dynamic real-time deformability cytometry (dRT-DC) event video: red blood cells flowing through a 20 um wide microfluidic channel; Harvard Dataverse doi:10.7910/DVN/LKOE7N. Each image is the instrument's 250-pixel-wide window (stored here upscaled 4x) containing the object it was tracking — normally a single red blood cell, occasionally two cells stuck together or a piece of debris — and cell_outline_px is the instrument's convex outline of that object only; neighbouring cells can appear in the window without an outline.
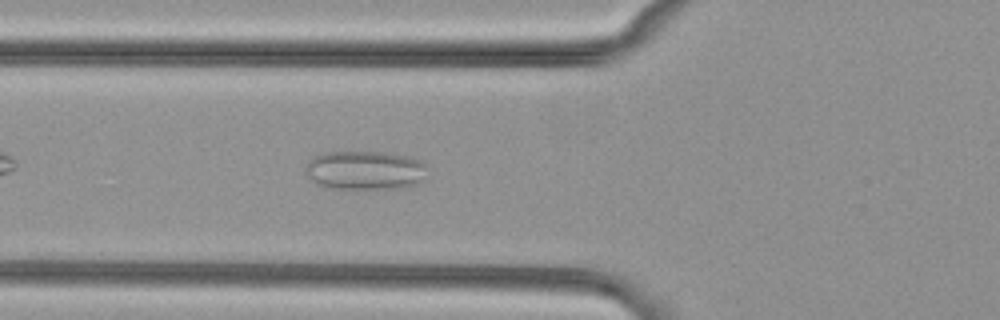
{"species": "common noctule bat (a hibernating species)", "species_latin": "Nyctalus noctula", "temperature_condition": "cold", "stored_images_in_passage": 41, "camera_frame_rate_fps": 3000, "um_per_image_px": 0.085, "animal": {"sex": "female", "body_mass_g": 29.2, "forearm_length_mm": 56.3}, "frame": {"image": 1, "passage_image": 7, "time_ms": 2.0, "image_size_px": [1000, 320], "cell_outline_px": [[428, 164], [424, 180], [400, 188], [332, 188], [316, 184], [304, 172], [304, 168], [308, 160], [312, 156], [324, 152], [384, 152], [408, 156], [420, 160]], "centroid_in_image_um": [31.01, 14.45], "position_along_channel_um": 94.8, "area_um2": 27.86}}
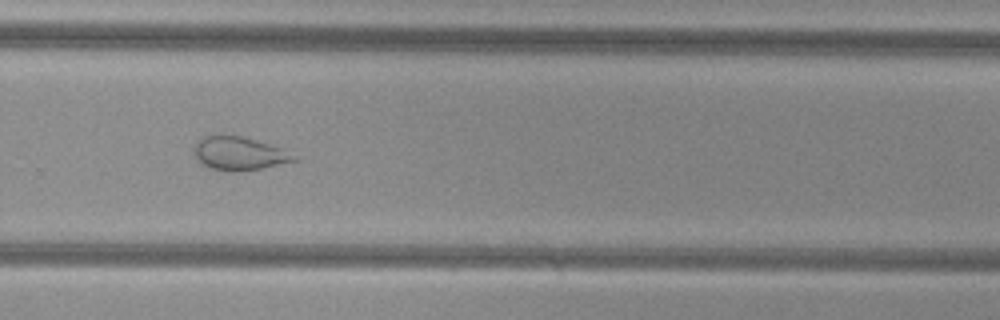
{"frame": {"image": 2, "passage_image": 24, "time_ms": 7.667, "image_size_px": [1000, 320], "cell_outline_px": [[300, 160], [260, 168], [236, 172], [228, 172], [212, 168], [200, 164], [196, 156], [196, 140], [200, 136], [244, 136], [284, 148]], "centroid_in_image_um": [20.35, 13.05], "position_along_channel_um": 309.4, "area_um2": 19.42}, "authors_computed_cell_mechanics": {"area_um2": 24.9696, "velocity_mm_per_s": 3.7888, "shape_relaxation_time_tau1_ms": null, "shape_relaxation_time_tau2_ms": 1.3425, "deformation_change_tau1": null, "deformation_change_tau2": 0.0816}}